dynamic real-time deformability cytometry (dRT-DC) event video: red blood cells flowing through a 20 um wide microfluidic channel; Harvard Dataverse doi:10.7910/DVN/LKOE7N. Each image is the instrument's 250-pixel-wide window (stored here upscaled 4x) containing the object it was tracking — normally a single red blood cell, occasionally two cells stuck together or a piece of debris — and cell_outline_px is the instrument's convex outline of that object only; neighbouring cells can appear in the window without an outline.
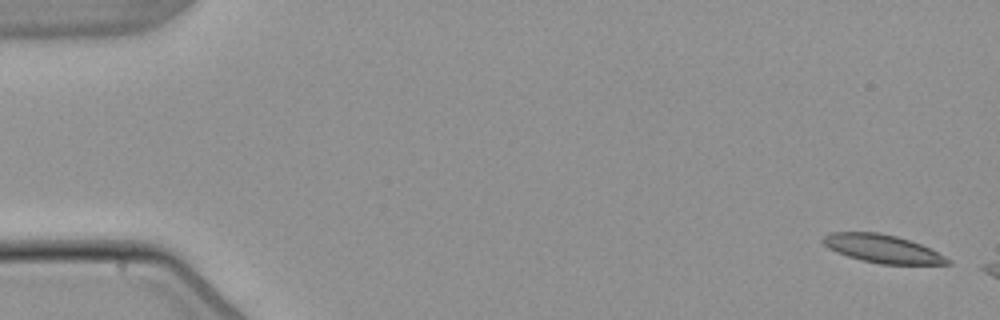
{"species": "common noctule bat (a hibernating species)", "species_latin": "Nyctalus noctula", "temperature_condition": "warm", "stored_images_in_passage": 3, "camera_frame_rate_fps": 3000, "um_per_image_px": 0.085, "animal": {"sex": "male", "body_mass_g": 21.5, "forearm_length_mm": 52.0}, "frame": {"image": 1, "passage_image": 1, "time_ms": 0.0, "image_size_px": [1000, 320], "cell_outline_px": [[952, 264], [880, 264], [860, 260], [848, 256], [828, 248], [820, 240], [824, 236], [832, 232], [880, 232], [896, 236], [920, 244], [952, 260]], "centroid_in_image_um": [74.98, 21.14], "position_along_channel_um": 10.0, "area_um2": 20.29}}